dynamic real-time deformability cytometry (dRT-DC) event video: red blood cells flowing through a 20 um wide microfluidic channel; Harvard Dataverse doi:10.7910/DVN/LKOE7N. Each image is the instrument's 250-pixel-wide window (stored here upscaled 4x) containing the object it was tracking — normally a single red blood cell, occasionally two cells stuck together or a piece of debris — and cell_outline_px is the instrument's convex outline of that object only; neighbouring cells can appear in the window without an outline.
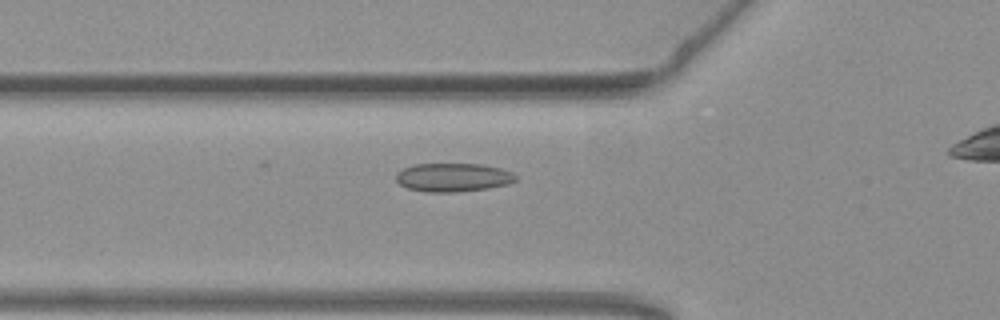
{"species": "common noctule bat (a hibernating species)", "species_latin": "Nyctalus noctula", "temperature_condition": "warm", "stored_images_in_passage": 43, "camera_frame_rate_fps": 3000, "um_per_image_px": 0.085, "animal": {"sex": "female", "body_mass_g": 19.3, "forearm_length_mm": 54.1}, "frame": {"image": 1, "passage_image": 15, "time_ms": 4.667, "image_size_px": [1000, 320], "cell_outline_px": [[516, 180], [508, 184], [488, 188], [456, 192], [428, 192], [408, 188], [400, 184], [396, 180], [396, 172], [412, 164], [480, 164], [500, 168], [512, 172], [516, 176]], "centroid_in_image_um": [38.5, 15.07], "position_along_channel_um": 87.3, "area_um2": 19.88}}
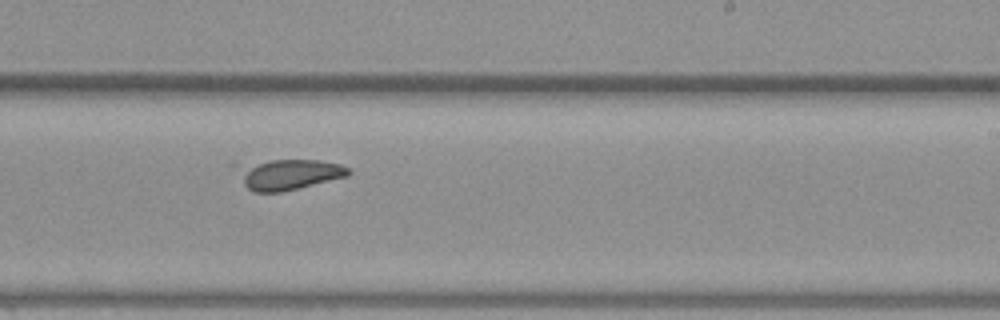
{"frame": {"image": 2, "passage_image": 29, "time_ms": 9.333, "image_size_px": [1000, 320], "cell_outline_px": [[352, 172], [348, 176], [280, 192], [256, 192], [248, 188], [244, 184], [228, 164], [272, 160], [316, 160], [340, 164], [348, 168]], "centroid_in_image_um": [24.38, 14.79], "position_along_channel_um": 264.6, "area_um2": 20.23}}
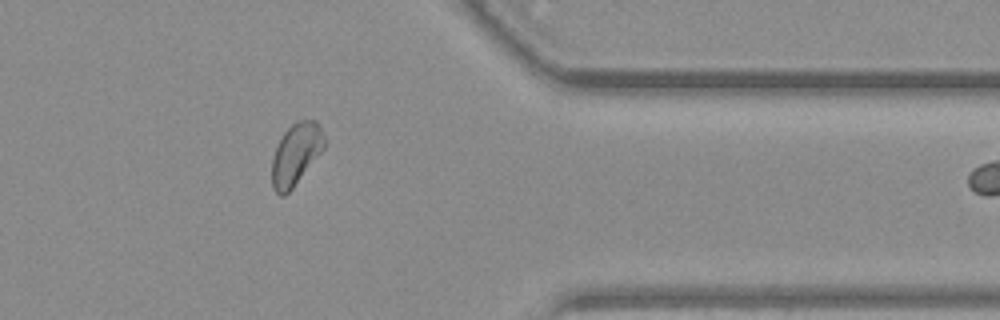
{"frame": {"image": 3, "passage_image": 40, "time_ms": 13.0, "image_size_px": [1000, 320], "cell_outline_px": [[328, 144], [292, 188], [284, 196], [280, 196], [272, 188], [272, 156], [284, 132], [296, 120], [316, 120], [320, 124]], "centroid_in_image_um": [25.18, 13.08], "position_along_channel_um": 386.2, "area_um2": 19.02}}